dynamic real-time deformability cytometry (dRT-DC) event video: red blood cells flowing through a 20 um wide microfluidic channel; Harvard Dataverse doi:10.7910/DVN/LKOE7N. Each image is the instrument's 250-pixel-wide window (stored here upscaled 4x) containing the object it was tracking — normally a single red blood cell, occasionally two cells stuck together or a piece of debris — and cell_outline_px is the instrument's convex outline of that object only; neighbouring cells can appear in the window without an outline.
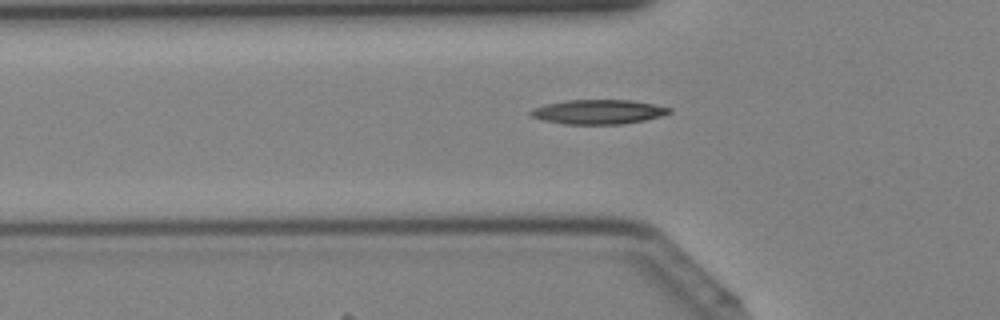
{"species": "Egyptian fruit bat (a non-hibernating species)", "species_latin": "Rousettus aegyptiacus", "temperature_condition": "cold", "stored_images_in_passage": 40, "camera_frame_rate_fps": 3000, "um_per_image_px": 0.085, "animal": {"sex": "female"}, "frame": {"image": 1, "passage_image": 13, "time_ms": 4.0, "image_size_px": [1000, 320], "cell_outline_px": [[672, 112], [660, 116], [644, 120], [624, 124], [564, 124], [544, 120], [532, 116], [528, 112], [532, 108], [548, 104], [568, 100], [632, 100], [672, 108]], "centroid_in_image_um": [50.87, 9.51], "position_along_channel_um": 74.9, "area_um2": 19.59}}
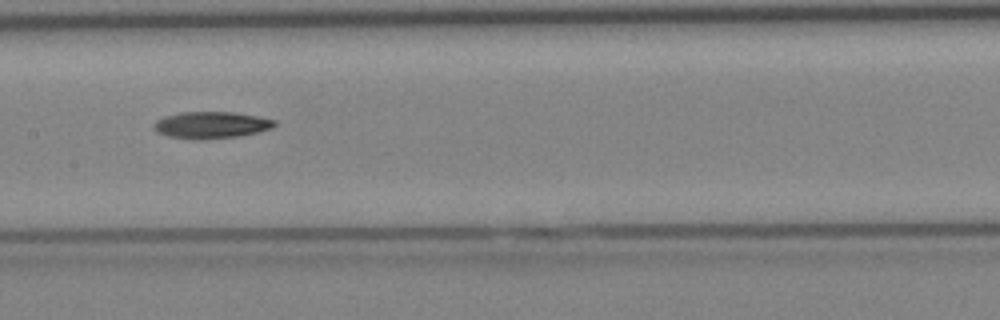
{"frame": {"image": 2, "passage_image": 20, "time_ms": 6.333, "image_size_px": [1000, 320], "cell_outline_px": [[276, 124], [272, 128], [260, 132], [240, 136], [200, 140], [192, 140], [168, 136], [156, 132], [152, 124], [156, 120], [164, 116], [180, 112], [236, 112], [276, 120]], "centroid_in_image_um": [17.93, 10.63], "position_along_channel_um": 189.5, "area_um2": 19.13}}
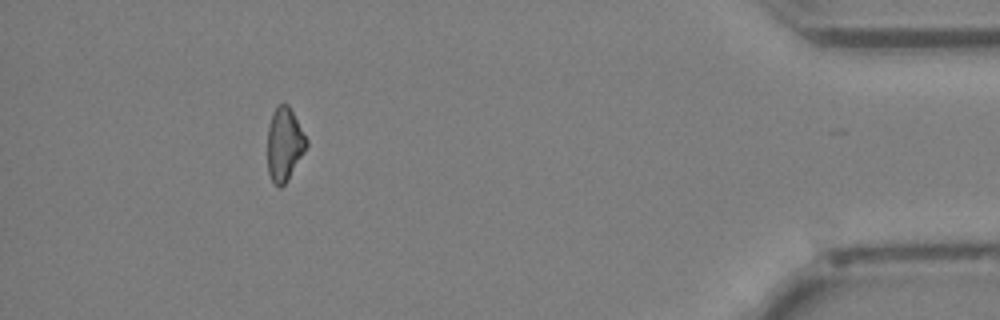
{"frame": {"image": 3, "passage_image": 37, "time_ms": 12.0, "image_size_px": [1000, 320], "cell_outline_px": [[308, 144], [284, 184], [280, 188], [272, 180], [268, 172], [268, 128], [272, 112], [280, 104], [288, 104], [308, 140]], "centroid_in_image_um": [24.16, 12.23], "position_along_channel_um": 411.0, "area_um2": 16.18}}